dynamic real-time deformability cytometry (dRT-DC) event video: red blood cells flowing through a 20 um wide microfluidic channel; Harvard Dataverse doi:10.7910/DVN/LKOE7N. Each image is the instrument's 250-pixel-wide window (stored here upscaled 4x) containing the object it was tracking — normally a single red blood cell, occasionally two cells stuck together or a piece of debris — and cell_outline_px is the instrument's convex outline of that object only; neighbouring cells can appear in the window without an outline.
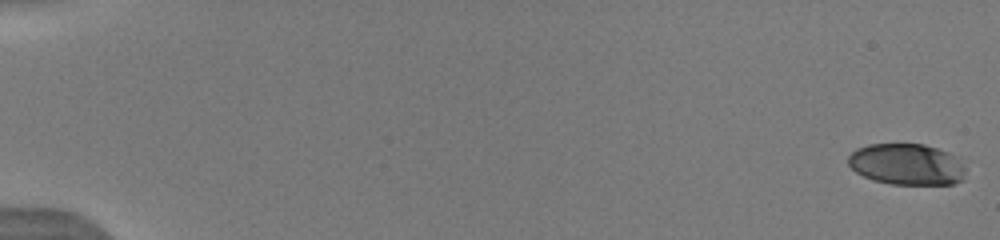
{"species": "human", "species_latin": "Homo sapiens", "temperature_condition": "warm", "stored_images_in_passage": 56, "camera_frame_rate_fps": 3000, "um_per_image_px": 0.085, "donor": {"sex": "male"}, "frame": {"image": 1, "passage_image": 1, "time_ms": 0.0, "image_size_px": [1000, 240], "cell_outline_px": [[968, 168], [964, 180], [952, 184], [892, 184], [872, 180], [856, 172], [848, 164], [848, 156], [856, 148], [868, 144], [924, 144], [960, 156]], "centroid_in_image_um": [77.15, 13.96], "position_along_channel_um": 7.8, "area_um2": 28.84}}
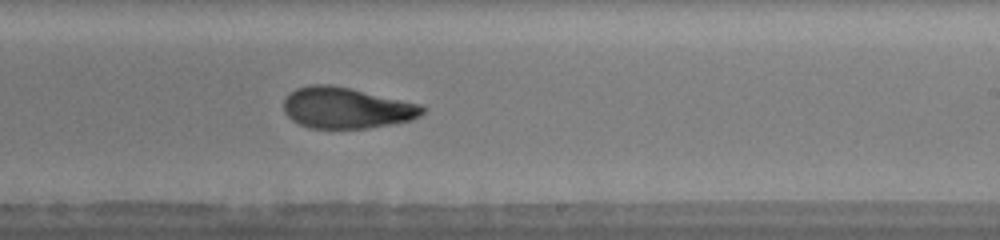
{"frame": {"image": 2, "passage_image": 32, "time_ms": 11.0, "image_size_px": [1000, 240], "cell_outline_px": [[428, 108], [420, 116], [412, 120], [392, 124], [368, 128], [308, 128], [292, 120], [284, 112], [284, 100], [288, 92], [296, 88], [312, 84], [332, 84], [420, 104]], "centroid_in_image_um": [29.44, 9.17], "position_along_channel_um": 259.6, "area_um2": 33.35}}
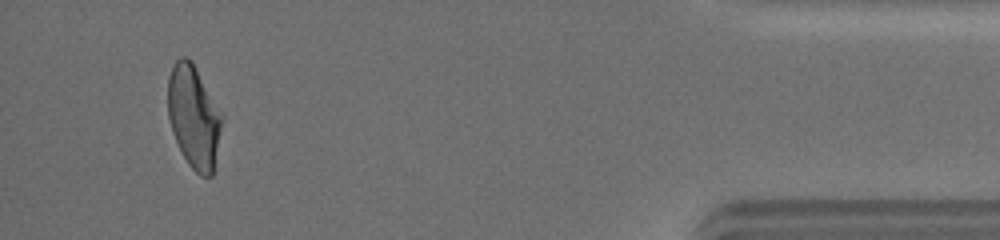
{"frame": {"image": 3, "passage_image": 53, "time_ms": 16.333, "image_size_px": [1000, 240], "cell_outline_px": [[224, 116], [212, 176], [200, 176], [188, 164], [172, 132], [168, 116], [168, 76], [176, 60], [180, 56], [188, 56], [192, 60], [224, 112]], "centroid_in_image_um": [16.5, 9.86], "position_along_channel_um": 418.7, "area_um2": 32.95}, "authors_computed_cell_mechanics": {"area_um2": 32.8882, "velocity_mm_per_s": 4.0166, "shape_relaxation_time_tau1_ms": null, "shape_relaxation_time_tau2_ms": 2.1064, "deformation_change_tau1": null, "deformation_change_tau2": 0.0896}}